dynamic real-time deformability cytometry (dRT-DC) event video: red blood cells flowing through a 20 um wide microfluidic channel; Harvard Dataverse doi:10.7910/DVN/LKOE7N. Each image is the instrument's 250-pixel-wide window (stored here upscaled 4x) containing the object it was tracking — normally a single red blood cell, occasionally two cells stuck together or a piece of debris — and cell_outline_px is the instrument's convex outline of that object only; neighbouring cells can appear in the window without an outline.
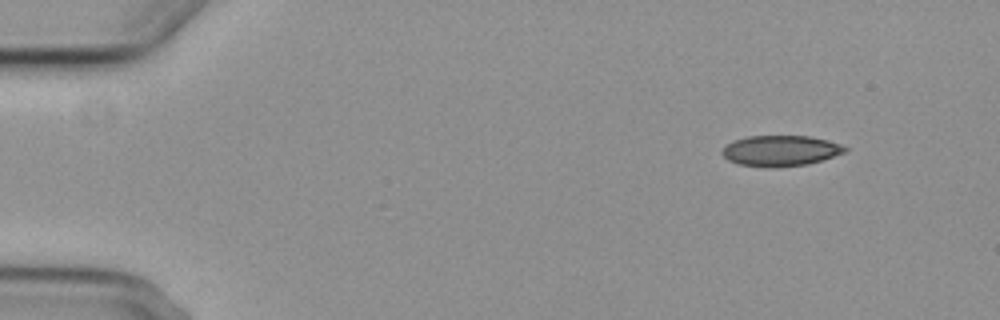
{"species": "common noctule bat (a hibernating species)", "species_latin": "Nyctalus noctula", "temperature_condition": "cold", "stored_images_in_passage": 4, "camera_frame_rate_fps": 3000, "um_per_image_px": 0.085, "animal": {"sex": "female", "body_mass_g": 29.2, "forearm_length_mm": 56.3}, "frame": {"image": 1, "passage_image": 1, "time_ms": 0.0, "image_size_px": [1000, 320], "cell_outline_px": [[848, 148], [844, 152], [808, 164], [772, 168], [768, 168], [740, 164], [728, 160], [720, 152], [732, 140], [748, 136], [808, 136], [828, 140], [840, 144]], "centroid_in_image_um": [66.31, 12.81], "position_along_channel_um": 18.7, "area_um2": 21.85}}
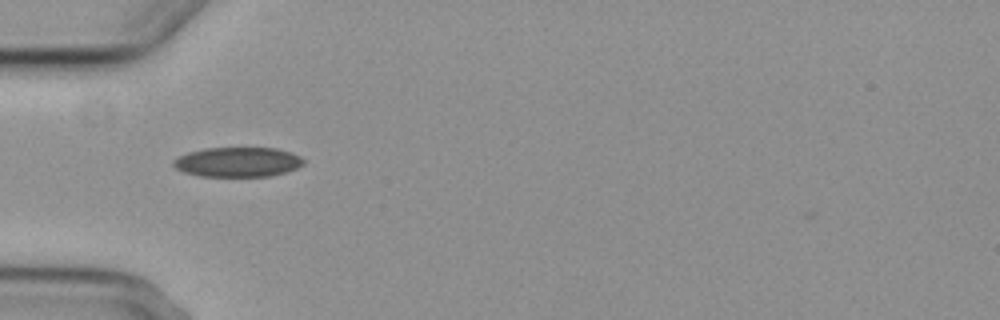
{"frame": {"image": 2, "passage_image": 4, "time_ms": 4.0, "image_size_px": [1000, 320], "cell_outline_px": [[304, 164], [296, 168], [284, 172], [268, 176], [200, 176], [184, 172], [176, 168], [172, 164], [172, 160], [188, 152], [204, 148], [276, 148], [300, 156], [304, 160]], "centroid_in_image_um": [20.18, 13.77], "position_along_channel_um": 64.8, "area_um2": 22.37}}